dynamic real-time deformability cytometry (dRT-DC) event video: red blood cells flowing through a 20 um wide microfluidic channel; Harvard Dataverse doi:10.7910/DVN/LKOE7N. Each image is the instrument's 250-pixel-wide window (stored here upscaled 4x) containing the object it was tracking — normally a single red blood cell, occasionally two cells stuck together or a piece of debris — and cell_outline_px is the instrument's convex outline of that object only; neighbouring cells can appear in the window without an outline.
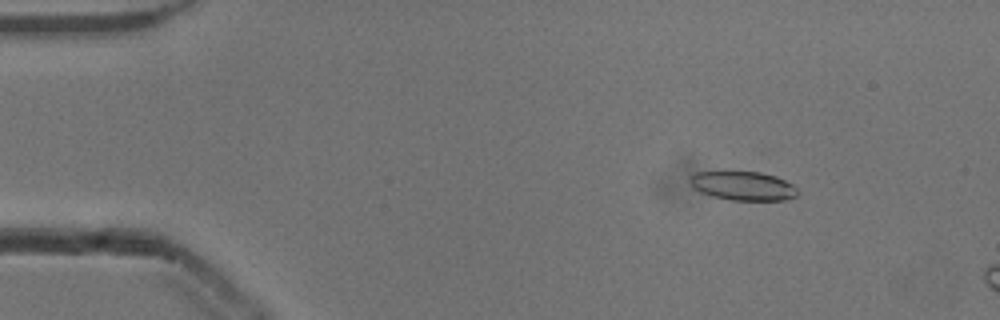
{"species": "common noctule bat (a hibernating species)", "species_latin": "Nyctalus noctula", "temperature_condition": "cold", "stored_images_in_passage": 54, "camera_frame_rate_fps": 3000, "um_per_image_px": 0.085, "animal": {"sex": "male", "body_mass_g": 13.3}, "frame": {"image": 1, "passage_image": 8, "time_ms": 2.333, "image_size_px": [1000, 320], "cell_outline_px": [[800, 192], [796, 196], [784, 200], [728, 200], [712, 196], [700, 192], [692, 188], [688, 180], [696, 172], [760, 172], [776, 176], [792, 184]], "centroid_in_image_um": [63.15, 15.81], "position_along_channel_um": 21.8, "area_um2": 18.21}}
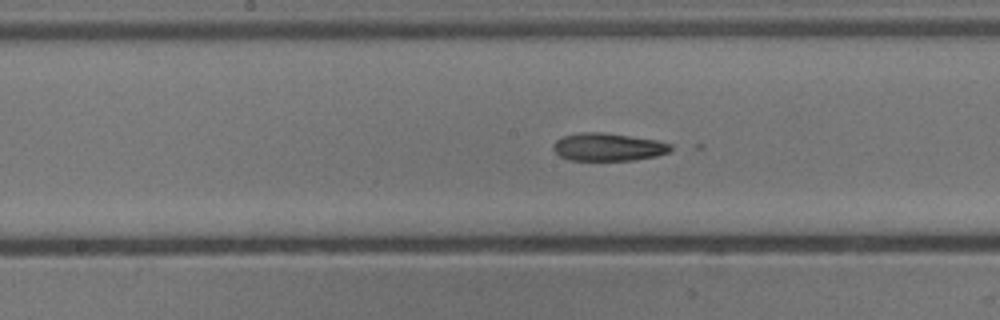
{"frame": {"image": 2, "passage_image": 28, "time_ms": 9.0, "image_size_px": [1000, 320], "cell_outline_px": [[672, 148], [668, 152], [656, 156], [632, 160], [568, 160], [560, 156], [552, 148], [552, 144], [560, 136], [580, 132], [604, 132], [656, 140], [672, 144]], "centroid_in_image_um": [51.64, 12.49], "position_along_channel_um": 196.6, "area_um2": 19.13}}
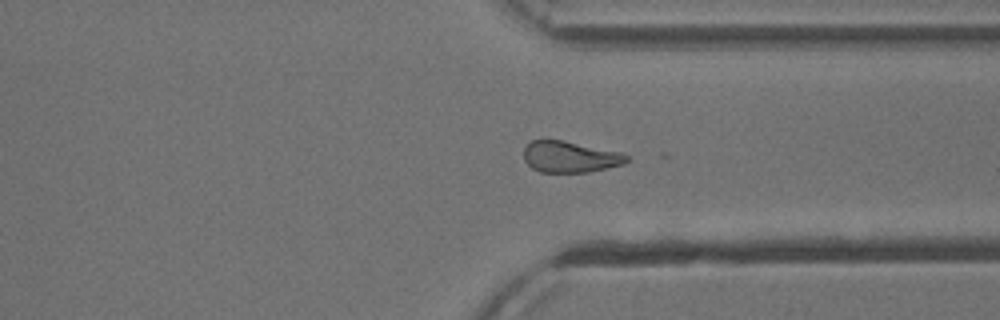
{"frame": {"image": 3, "passage_image": 41, "time_ms": 13.333, "image_size_px": [1000, 320], "cell_outline_px": [[628, 160], [624, 164], [588, 172], [540, 172], [532, 168], [524, 160], [524, 148], [532, 140], [564, 140], [620, 152], [628, 156]], "centroid_in_image_um": [48.44, 13.33], "position_along_channel_um": 363.0, "area_um2": 18.67}}